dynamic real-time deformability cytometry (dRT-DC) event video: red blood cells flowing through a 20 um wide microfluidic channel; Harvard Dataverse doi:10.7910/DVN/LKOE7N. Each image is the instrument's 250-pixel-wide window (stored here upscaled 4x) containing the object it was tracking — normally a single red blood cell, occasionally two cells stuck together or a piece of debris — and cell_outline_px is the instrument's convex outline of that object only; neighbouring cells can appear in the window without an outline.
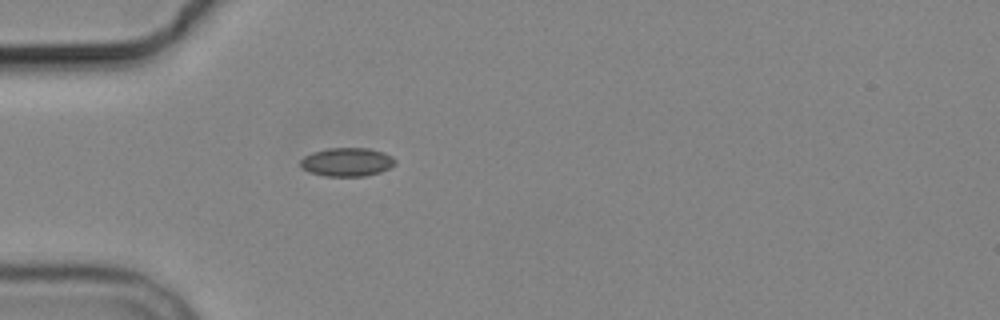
{"species": "common noctule bat (a hibernating species)", "species_latin": "Nyctalus noctula", "temperature_condition": "cold", "stored_images_in_passage": 1, "camera_frame_rate_fps": 3000, "um_per_image_px": 0.085, "animal": {"sex": "male", "body_mass_g": 19.2, "forearm_length_mm": 51.8}, "frame": {"image": 1, "passage_image": 1, "time_ms": 0.0, "image_size_px": [1000, 320], "cell_outline_px": [[396, 164], [380, 172], [364, 176], [324, 176], [308, 172], [300, 168], [300, 160], [304, 156], [312, 152], [328, 148], [368, 148], [384, 152], [392, 156], [396, 160]], "centroid_in_image_um": [29.47, 13.77], "position_along_channel_um": 55.5, "area_um2": 15.95}}